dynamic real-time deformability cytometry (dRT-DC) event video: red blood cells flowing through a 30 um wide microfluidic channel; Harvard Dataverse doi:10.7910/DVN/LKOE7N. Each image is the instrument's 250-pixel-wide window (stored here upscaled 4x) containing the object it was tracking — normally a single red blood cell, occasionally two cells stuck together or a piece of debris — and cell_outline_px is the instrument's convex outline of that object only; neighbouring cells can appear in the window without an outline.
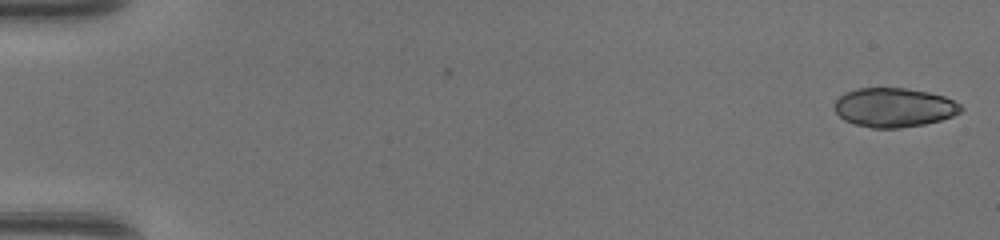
{"species": "common noctule bat (a hibernating species)", "species_latin": "Nyctalus noctula", "temperature_condition": "warm", "stored_images_in_passage": 5, "camera_frame_rate_fps": 3000, "um_per_image_px": 0.085, "animal": {"sex": "female", "body_mass_g": 17.0, "forearm_length_mm": 48.0}, "frame": {"image": 1, "passage_image": 5, "time_ms": 1.333, "image_size_px": [1000, 240], "cell_outline_px": [[964, 108], [960, 112], [952, 116], [940, 120], [924, 124], [900, 128], [872, 128], [856, 124], [844, 120], [836, 112], [836, 100], [844, 92], [856, 88], [904, 88], [928, 92], [944, 96], [960, 104]], "centroid_in_image_um": [76.0, 9.13], "position_along_channel_um": 9.0, "area_um2": 28.73}}